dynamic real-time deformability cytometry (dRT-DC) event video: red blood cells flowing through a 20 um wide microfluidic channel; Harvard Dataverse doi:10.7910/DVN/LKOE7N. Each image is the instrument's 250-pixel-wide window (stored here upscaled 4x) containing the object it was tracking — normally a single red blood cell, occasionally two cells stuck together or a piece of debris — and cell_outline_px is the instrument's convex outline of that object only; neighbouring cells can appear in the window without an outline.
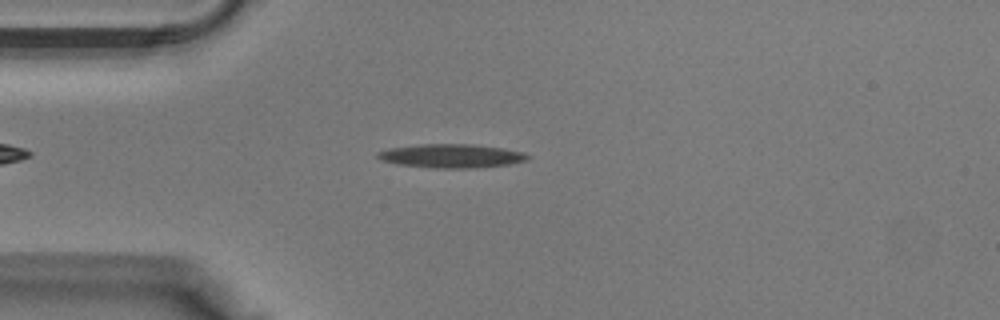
{"species": "Egyptian fruit bat (a non-hibernating species)", "species_latin": "Rousettus aegyptiacus", "temperature_condition": "warm", "stored_images_in_passage": 36, "camera_frame_rate_fps": 3000, "um_per_image_px": 0.085, "animal": {"sex": "male"}, "frame": {"image": 1, "passage_image": 7, "time_ms": 2.0, "image_size_px": [1000, 320], "cell_outline_px": [[532, 156], [528, 160], [508, 164], [476, 168], [432, 168], [400, 164], [380, 160], [376, 156], [376, 152], [388, 148], [420, 144], [472, 144], [504, 148], [524, 152]], "centroid_in_image_um": [38.38, 13.25], "position_along_channel_um": 46.6, "area_um2": 20.92}}
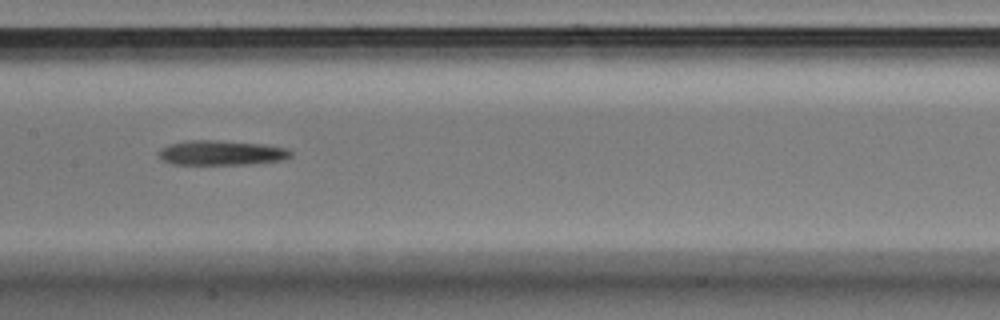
{"frame": {"image": 2, "passage_image": 16, "time_ms": 5.0, "image_size_px": [1000, 320], "cell_outline_px": [[292, 156], [284, 160], [248, 164], [172, 164], [164, 160], [160, 156], [160, 148], [168, 144], [192, 140], [216, 140], [264, 144], [288, 148], [292, 152]], "centroid_in_image_um": [18.87, 12.98], "position_along_channel_um": 188.5, "area_um2": 19.02}}
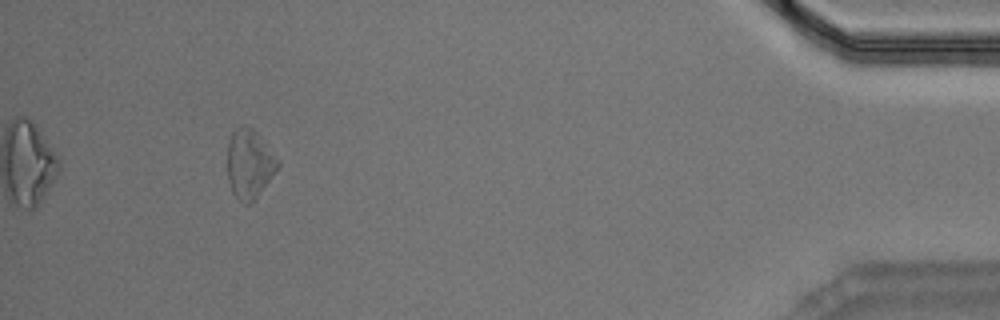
{"frame": {"image": 3, "passage_image": 33, "time_ms": 10.667, "image_size_px": [1000, 320], "cell_outline_px": [[280, 164], [276, 172], [256, 196], [248, 204], [244, 204], [232, 192], [228, 180], [228, 144], [232, 132], [236, 128], [244, 124], [252, 128], [264, 140], [280, 160]], "centroid_in_image_um": [21.21, 13.89], "position_along_channel_um": 414.0, "area_um2": 20.17}}